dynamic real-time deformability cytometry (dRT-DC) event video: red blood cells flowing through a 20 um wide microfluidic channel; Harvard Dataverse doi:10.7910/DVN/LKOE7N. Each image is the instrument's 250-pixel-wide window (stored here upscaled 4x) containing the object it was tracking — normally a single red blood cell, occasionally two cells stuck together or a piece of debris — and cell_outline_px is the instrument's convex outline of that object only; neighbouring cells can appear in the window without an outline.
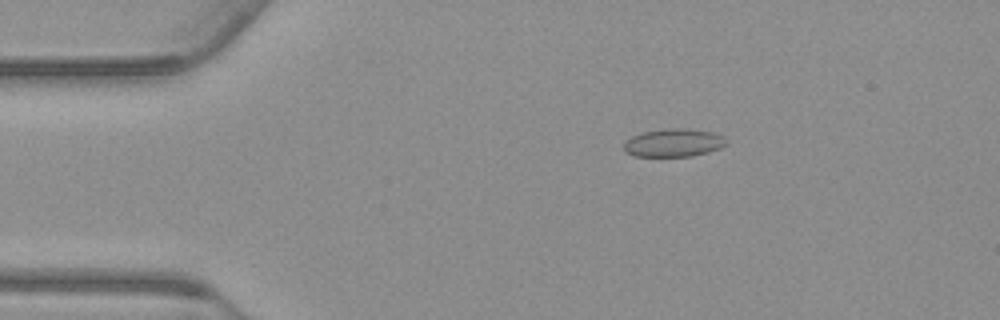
{"species": "common noctule bat (a hibernating species)", "species_latin": "Nyctalus noctula", "temperature_condition": "warm", "stored_images_in_passage": 55, "camera_frame_rate_fps": 3000, "um_per_image_px": 0.085, "animal": {"sex": "male", "body_mass_g": 23.1, "forearm_length_mm": 52.7}, "frame": {"image": 1, "passage_image": 10, "time_ms": 3.0, "image_size_px": [1000, 320], "cell_outline_px": [[728, 144], [720, 148], [708, 152], [692, 156], [636, 156], [624, 152], [624, 144], [632, 136], [640, 132], [668, 128], [676, 128], [712, 132], [724, 136], [728, 140]], "centroid_in_image_um": [57.27, 12.14], "position_along_channel_um": 27.7, "area_um2": 16.76}}
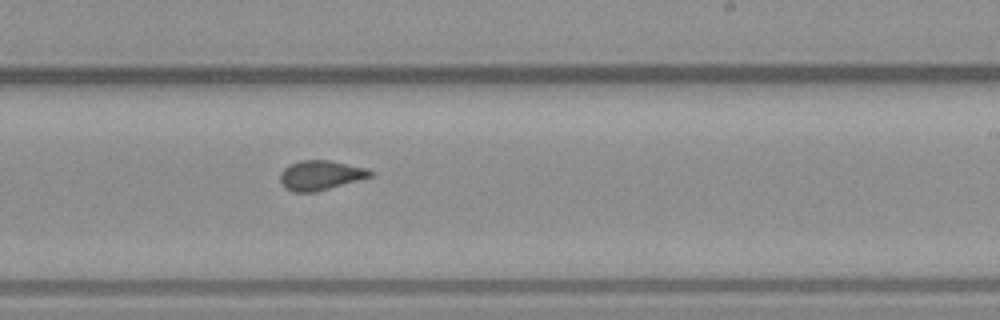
{"frame": {"image": 2, "passage_image": 33, "time_ms": 10.667, "image_size_px": [1000, 320], "cell_outline_px": [[372, 176], [316, 192], [292, 192], [284, 188], [280, 180], [280, 176], [284, 168], [288, 164], [300, 160], [332, 160], [368, 168], [372, 172]], "centroid_in_image_um": [27.22, 14.89], "position_along_channel_um": 261.8, "area_um2": 15.66}}
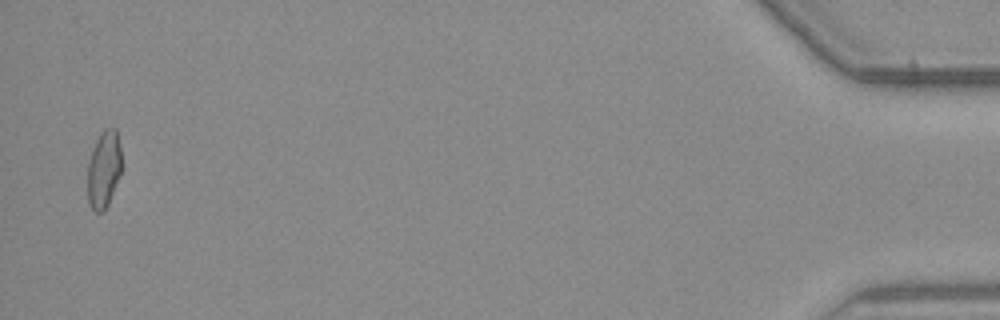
{"frame": {"image": 3, "passage_image": 54, "time_ms": 17.667, "image_size_px": [1000, 320], "cell_outline_px": [[120, 172], [108, 204], [104, 212], [96, 212], [88, 204], [88, 164], [96, 140], [104, 128], [116, 128], [120, 148]], "centroid_in_image_um": [8.81, 14.4], "position_along_channel_um": 426.4, "area_um2": 14.97}, "authors_computed_cell_mechanics": {"area_um2": 15.8372, "velocity_mm_per_s": 3.7558, "shape_relaxation_time_tau1_ms": null, "shape_relaxation_time_tau2_ms": 0.8459, "deformation_change_tau1": null, "deformation_change_tau2": 0.0555}}